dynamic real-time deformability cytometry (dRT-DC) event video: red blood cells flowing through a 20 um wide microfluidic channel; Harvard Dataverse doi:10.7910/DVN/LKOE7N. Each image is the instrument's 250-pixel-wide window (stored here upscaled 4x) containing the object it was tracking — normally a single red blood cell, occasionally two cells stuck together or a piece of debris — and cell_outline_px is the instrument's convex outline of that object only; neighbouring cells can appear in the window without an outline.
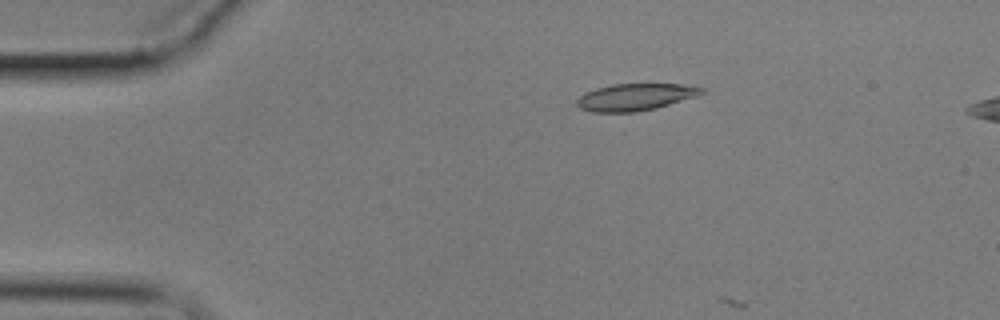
{"species": "common noctule bat (a hibernating species)", "species_latin": "Nyctalus noctula", "temperature_condition": "cold", "stored_images_in_passage": 4, "camera_frame_rate_fps": 3000, "um_per_image_px": 0.085, "animal": {"sex": "male", "body_mass_g": 17.9}, "frame": {"image": 1, "passage_image": 3, "time_ms": 2.333, "image_size_px": [1000, 320], "cell_outline_px": [[704, 92], [696, 96], [656, 108], [636, 112], [592, 112], [580, 108], [576, 104], [576, 100], [584, 92], [596, 88], [612, 84], [680, 84], [704, 88]], "centroid_in_image_um": [53.95, 8.25], "position_along_channel_um": 31.0, "area_um2": 19.54}}